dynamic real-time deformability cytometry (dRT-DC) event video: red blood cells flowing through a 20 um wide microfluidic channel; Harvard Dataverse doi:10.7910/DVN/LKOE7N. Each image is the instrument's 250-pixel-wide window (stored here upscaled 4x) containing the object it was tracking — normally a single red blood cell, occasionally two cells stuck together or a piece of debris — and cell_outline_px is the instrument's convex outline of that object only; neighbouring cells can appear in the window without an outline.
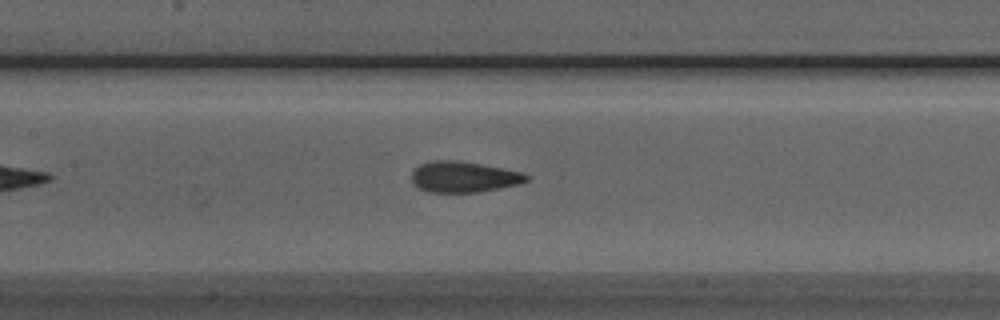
{"species": "Egyptian fruit bat (a non-hibernating species)", "species_latin": "Rousettus aegyptiacus", "temperature_condition": "room temperature", "stored_images_in_passage": 23, "camera_frame_rate_fps": 3000, "um_per_image_px": 0.085, "animal": {"sex": "male"}, "frame": {"image": 1, "passage_image": 12, "time_ms": 3.667, "image_size_px": [1000, 320], "cell_outline_px": [[532, 176], [528, 180], [520, 184], [480, 192], [428, 192], [416, 188], [412, 184], [412, 168], [420, 164], [432, 160], [460, 160], [524, 172]], "centroid_in_image_um": [39.41, 15.03], "position_along_channel_um": 168.0, "area_um2": 21.15}}
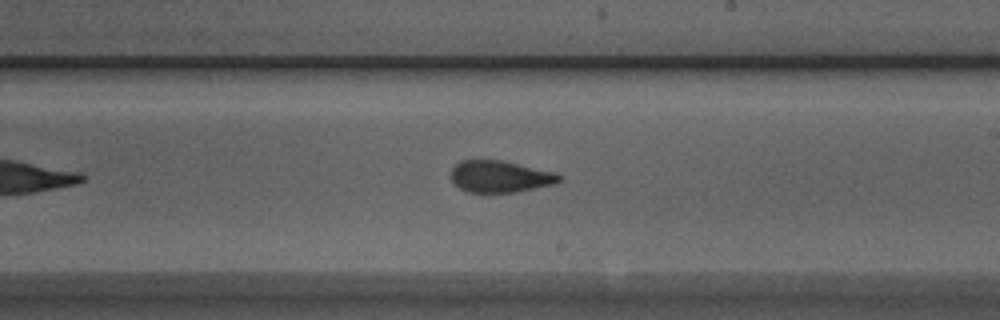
{"frame": {"image": 2, "passage_image": 18, "time_ms": 5.667, "image_size_px": [1000, 320], "cell_outline_px": [[564, 180], [556, 184], [516, 192], [468, 192], [460, 188], [452, 180], [452, 168], [460, 160], [504, 160], [556, 172], [564, 176]], "centroid_in_image_um": [42.59, 15.0], "position_along_channel_um": 246.4, "area_um2": 20.29}}
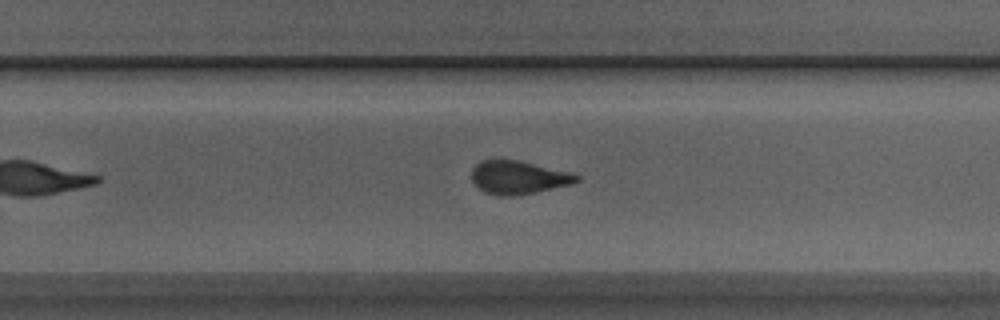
{"frame": {"image": 3, "passage_image": 21, "time_ms": 6.667, "image_size_px": [1000, 320], "cell_outline_px": [[580, 180], [572, 184], [536, 192], [516, 196], [504, 196], [484, 192], [472, 184], [472, 168], [480, 160], [520, 160], [568, 172], [580, 176]], "centroid_in_image_um": [44.03, 15.09], "position_along_channel_um": 285.8, "area_um2": 20.4}}